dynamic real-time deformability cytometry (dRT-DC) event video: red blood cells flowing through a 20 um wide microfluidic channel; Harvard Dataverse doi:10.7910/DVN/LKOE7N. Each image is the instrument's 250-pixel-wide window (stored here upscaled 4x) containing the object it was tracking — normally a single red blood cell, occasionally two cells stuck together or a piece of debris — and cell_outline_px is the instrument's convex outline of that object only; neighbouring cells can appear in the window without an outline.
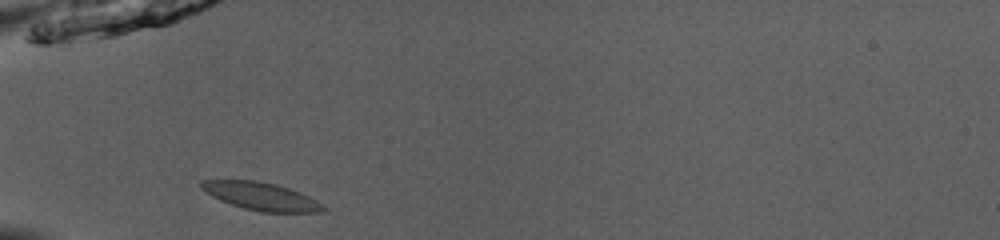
{"species": "common noctule bat (a hibernating species)", "species_latin": "Nyctalus noctula", "temperature_condition": "room temperature", "stored_images_in_passage": 35, "camera_frame_rate_fps": 3000, "um_per_image_px": 0.085, "animal": {"sex": "male", "body_mass_g": 13.0, "forearm_length_mm": 53.1}, "frame": {"image": 1, "passage_image": 1, "time_ms": 0.0, "image_size_px": [1000, 240], "cell_outline_px": [[328, 208], [320, 212], [260, 212], [244, 208], [220, 200], [212, 196], [200, 188], [200, 180], [256, 180], [276, 184], [300, 192], [316, 200]], "centroid_in_image_um": [22.19, 16.68], "position_along_channel_um": 62.8, "area_um2": 19.71}}
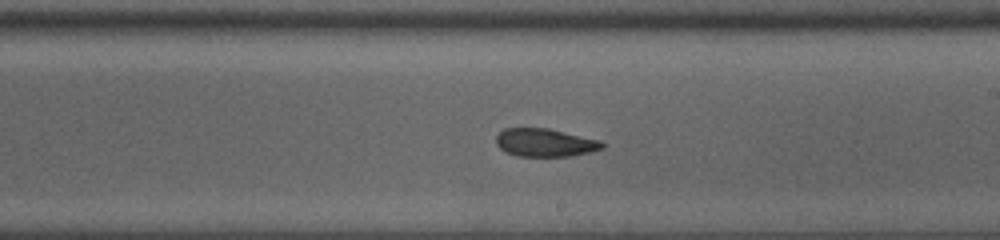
{"frame": {"image": 2, "passage_image": 15, "time_ms": 4.667, "image_size_px": [1000, 240], "cell_outline_px": [[604, 148], [572, 156], [516, 156], [500, 148], [496, 144], [496, 136], [504, 128], [548, 128], [600, 140], [604, 144]], "centroid_in_image_um": [46.32, 12.12], "position_along_channel_um": 242.7, "area_um2": 17.28}}
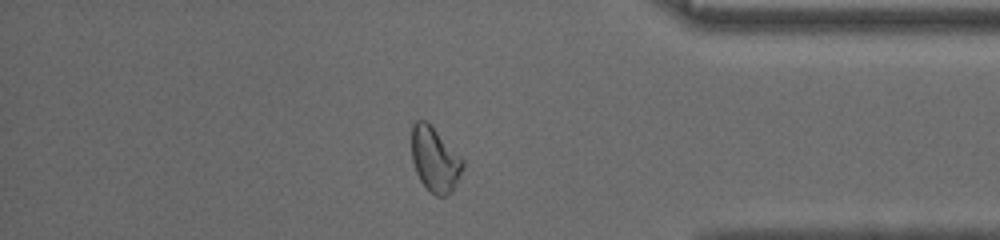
{"frame": {"image": 3, "passage_image": 28, "time_ms": 9.0, "image_size_px": [1000, 240], "cell_outline_px": [[464, 168], [452, 192], [444, 196], [436, 196], [420, 180], [416, 172], [412, 160], [412, 124], [416, 120], [424, 120], [464, 160]], "centroid_in_image_um": [36.97, 13.59], "position_along_channel_um": 398.2, "area_um2": 18.84}, "authors_computed_cell_mechanics": {"area_um2": 18.4382, "velocity_mm_per_s": 3.9631, "shape_relaxation_time_tau1_ms": 8.2117, "shape_relaxation_time_tau2_ms": 3.7285, "deformation_change_tau1": 0.18, "deformation_change_tau2": 0.0701}}